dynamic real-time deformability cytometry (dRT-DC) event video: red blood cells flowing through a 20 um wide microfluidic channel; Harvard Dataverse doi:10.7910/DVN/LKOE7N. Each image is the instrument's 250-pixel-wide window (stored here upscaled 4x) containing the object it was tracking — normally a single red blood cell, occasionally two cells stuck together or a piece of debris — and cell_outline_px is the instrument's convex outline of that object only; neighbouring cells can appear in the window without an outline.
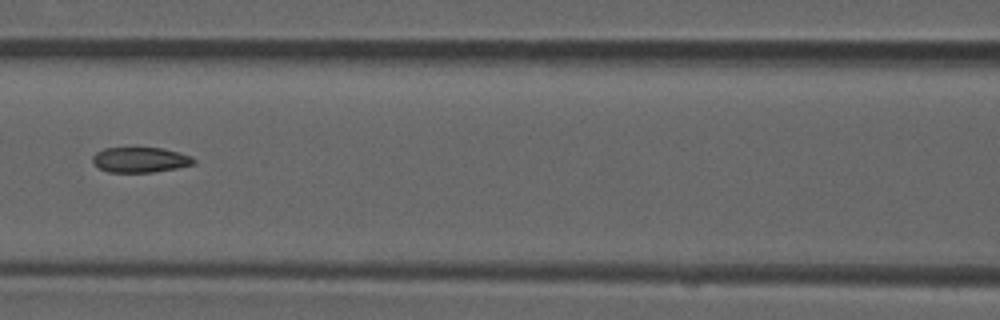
{"species": "common noctule bat (a hibernating species)", "species_latin": "Nyctalus noctula", "temperature_condition": "room temperature", "stored_images_in_passage": 7, "camera_frame_rate_fps": 3000, "um_per_image_px": 0.085, "animal": {"sex": "male", "forearm_length_mm": 52.5}, "frame": {"image": 1, "passage_image": 6, "time_ms": 1.667, "image_size_px": [1000, 320], "cell_outline_px": [[196, 164], [176, 168], [152, 172], [108, 172], [100, 168], [92, 160], [92, 156], [96, 152], [104, 148], [164, 148], [180, 152], [192, 156], [196, 160]], "centroid_in_image_um": [11.97, 13.58], "position_along_channel_um": 154.6, "area_um2": 14.91}}
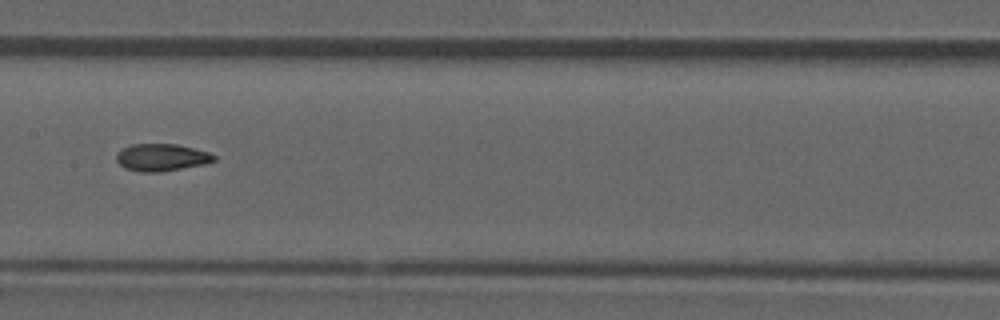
{"frame": {"image": 2, "passage_image": 7, "time_ms": 2.0, "image_size_px": [1000, 320], "cell_outline_px": [[216, 160], [204, 164], [160, 172], [140, 172], [124, 168], [116, 160], [116, 152], [132, 144], [176, 144], [208, 152], [216, 156]], "centroid_in_image_um": [13.71, 13.38], "position_along_channel_um": 193.7, "area_um2": 15.43}}